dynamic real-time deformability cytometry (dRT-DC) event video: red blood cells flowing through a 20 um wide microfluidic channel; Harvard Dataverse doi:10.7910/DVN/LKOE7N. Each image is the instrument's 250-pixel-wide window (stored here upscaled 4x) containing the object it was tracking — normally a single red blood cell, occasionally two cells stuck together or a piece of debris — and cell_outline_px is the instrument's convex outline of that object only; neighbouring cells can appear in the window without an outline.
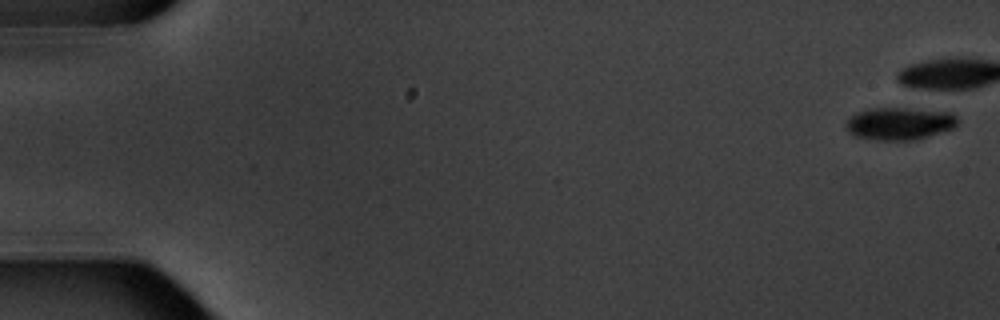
{"species": "common noctule bat (a hibernating species)", "species_latin": "Nyctalus noctula", "temperature_condition": "warm", "stored_images_in_passage": 8, "camera_frame_rate_fps": 3000, "um_per_image_px": 0.085, "animal": {"sex": "male", "body_mass_g": 20.1, "forearm_length_mm": 53.5}, "frame": {"image": 1, "passage_image": 1, "time_ms": 0.0, "image_size_px": [1000, 320], "cell_outline_px": [[960, 120], [952, 128], [916, 140], [880, 140], [856, 136], [848, 132], [844, 128], [844, 124], [856, 112], [868, 108], [904, 108], [952, 112]], "centroid_in_image_um": [76.44, 10.49], "position_along_channel_um": 8.6, "area_um2": 21.15}}
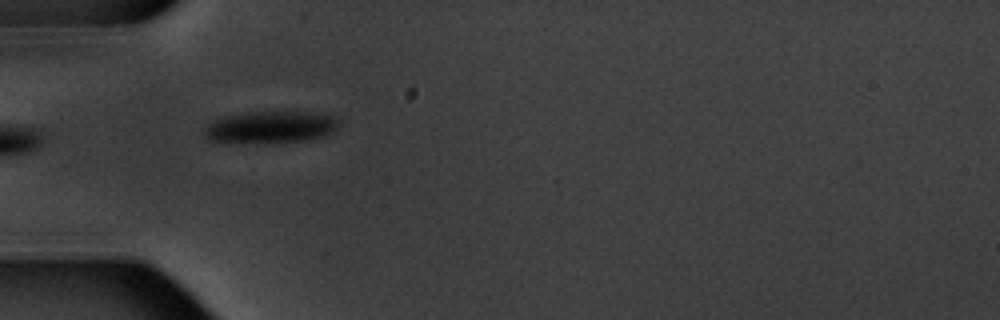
{"frame": {"image": 2, "passage_image": 6, "time_ms": 6.667, "image_size_px": [1000, 320], "cell_outline_px": [[340, 124], [332, 132], [324, 136], [304, 140], [208, 140], [204, 136], [200, 128], [204, 124], [224, 116], [252, 112], [312, 112], [336, 116], [340, 120]], "centroid_in_image_um": [23.01, 10.74], "position_along_channel_um": 62.0, "area_um2": 24.22}}
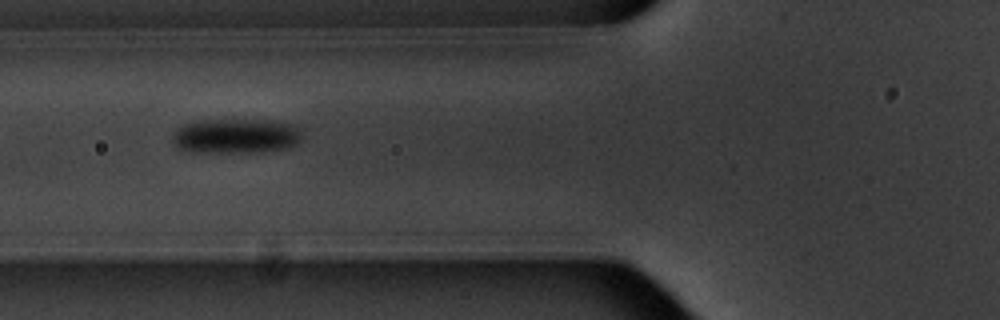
{"frame": {"image": 3, "passage_image": 7, "time_ms": 8.0, "image_size_px": [1000, 320], "cell_outline_px": [[300, 140], [292, 148], [260, 152], [192, 152], [180, 148], [172, 140], [172, 136], [180, 124], [200, 120], [272, 120], [296, 124], [300, 132]], "centroid_in_image_um": [20.08, 11.55], "position_along_channel_um": 105.7, "area_um2": 26.59}}